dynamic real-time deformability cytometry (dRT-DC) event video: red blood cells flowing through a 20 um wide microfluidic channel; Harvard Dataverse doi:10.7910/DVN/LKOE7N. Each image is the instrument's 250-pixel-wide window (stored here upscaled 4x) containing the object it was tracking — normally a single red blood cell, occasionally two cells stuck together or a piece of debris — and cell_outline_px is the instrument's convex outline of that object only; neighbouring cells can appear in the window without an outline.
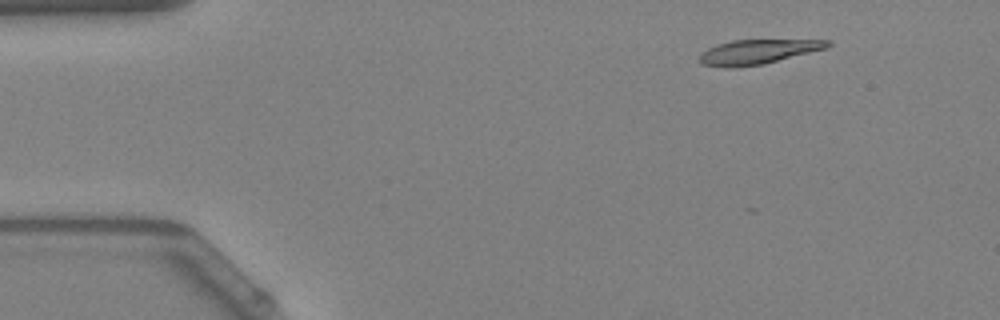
{"species": "Egyptian fruit bat (a non-hibernating species)", "species_latin": "Rousettus aegyptiacus", "temperature_condition": "warm", "stored_images_in_passage": 46, "camera_frame_rate_fps": 3000, "um_per_image_px": 0.085, "animal": {"sex": "female"}, "frame": {"image": 1, "passage_image": 1, "time_ms": 0.0, "image_size_px": [1000, 320], "cell_outline_px": [[832, 44], [828, 48], [764, 64], [736, 68], [724, 68], [700, 64], [700, 52], [716, 44], [732, 40], [832, 40]], "centroid_in_image_um": [64.39, 4.41], "position_along_channel_um": 20.6, "area_um2": 18.61}}
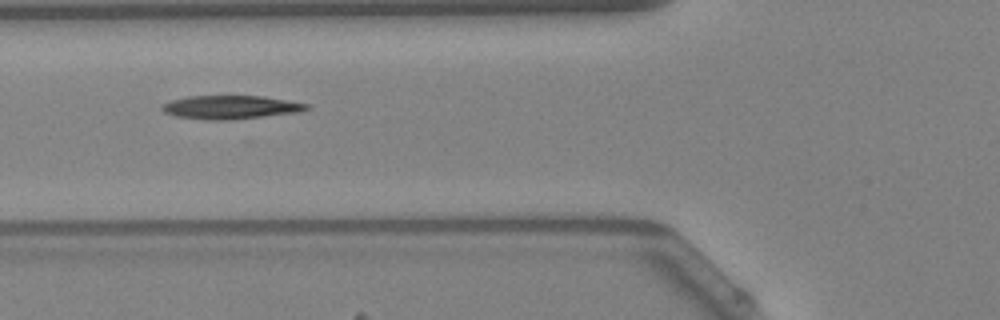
{"frame": {"image": 2, "passage_image": 14, "time_ms": 4.333, "image_size_px": [1000, 320], "cell_outline_px": [[308, 108], [300, 112], [232, 120], [208, 120], [176, 116], [164, 112], [160, 108], [164, 104], [172, 100], [188, 96], [264, 96], [308, 104]], "centroid_in_image_um": [19.6, 9.12], "position_along_channel_um": 106.2, "area_um2": 19.71}}
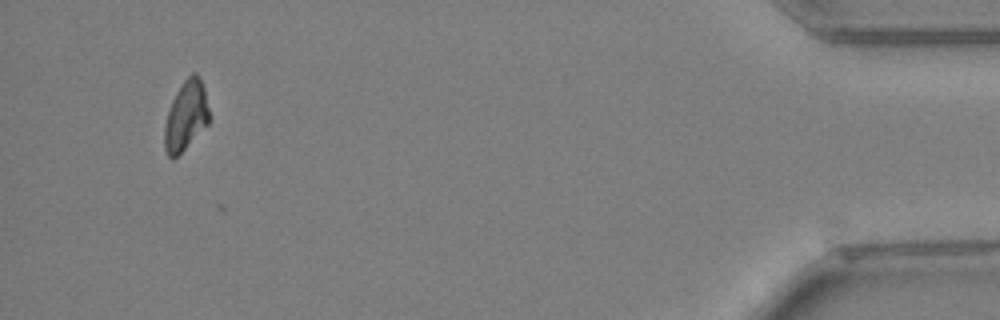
{"frame": {"image": 3, "passage_image": 43, "time_ms": 14.0, "image_size_px": [1000, 320], "cell_outline_px": [[208, 124], [172, 160], [168, 156], [164, 148], [164, 124], [172, 100], [176, 92], [184, 80], [192, 72], [196, 72], [200, 76], [204, 88], [208, 108]], "centroid_in_image_um": [15.78, 9.81], "position_along_channel_um": 419.4, "area_um2": 17.86}}